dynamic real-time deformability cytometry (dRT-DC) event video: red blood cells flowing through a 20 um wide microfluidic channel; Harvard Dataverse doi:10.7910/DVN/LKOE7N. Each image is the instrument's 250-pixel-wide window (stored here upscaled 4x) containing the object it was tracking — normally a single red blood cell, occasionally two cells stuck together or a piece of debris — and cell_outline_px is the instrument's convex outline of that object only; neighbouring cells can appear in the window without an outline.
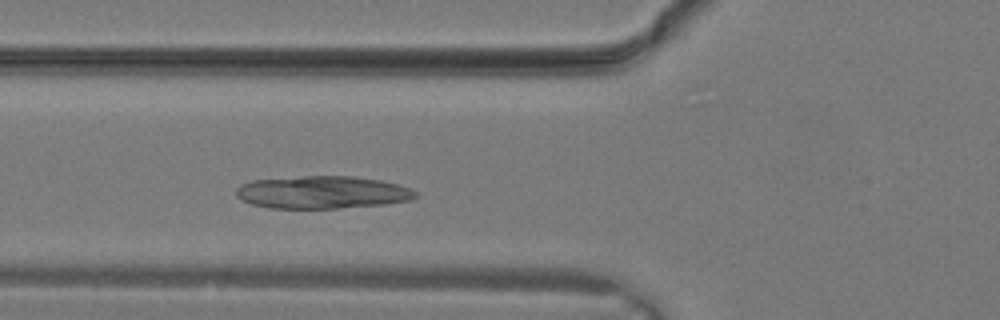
{"species": "common noctule bat (a hibernating species)", "species_latin": "Nyctalus noctula", "temperature_condition": "warm", "stored_images_in_passage": 6, "camera_frame_rate_fps": 3000, "um_per_image_px": 0.085, "animal": {"sex": "male", "body_mass_g": 19.2, "forearm_length_mm": 51.8}, "frame": {"image": 1, "passage_image": 6, "time_ms": 1.667, "image_size_px": [1000, 320], "cell_outline_px": [[420, 196], [408, 200], [388, 204], [336, 208], [268, 208], [252, 204], [240, 200], [236, 196], [236, 188], [240, 184], [252, 180], [304, 176], [352, 176], [380, 180], [412, 188], [420, 192]], "centroid_in_image_um": [27.41, 16.35], "position_along_channel_um": 98.4, "area_um2": 34.39}}